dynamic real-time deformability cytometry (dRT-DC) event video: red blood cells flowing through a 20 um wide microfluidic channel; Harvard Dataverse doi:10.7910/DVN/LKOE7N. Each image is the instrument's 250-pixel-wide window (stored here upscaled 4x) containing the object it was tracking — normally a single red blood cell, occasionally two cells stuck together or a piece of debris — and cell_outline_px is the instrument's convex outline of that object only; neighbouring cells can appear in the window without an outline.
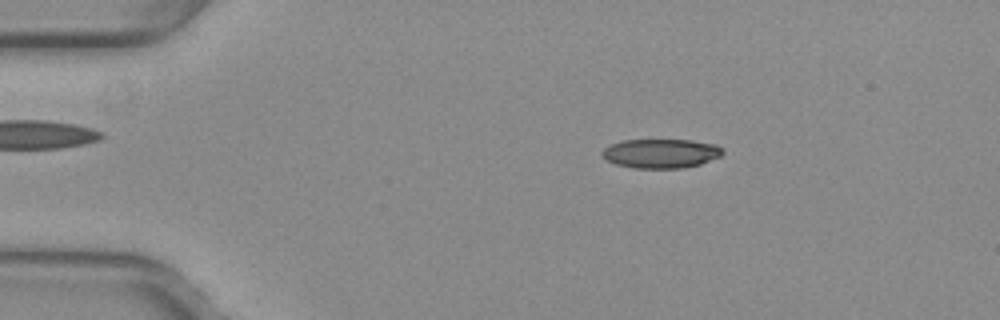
{"species": "common noctule bat (a hibernating species)", "species_latin": "Nyctalus noctula", "temperature_condition": "warm", "stored_images_in_passage": 52, "camera_frame_rate_fps": 3000, "um_per_image_px": 0.085, "animal": {"sex": "female", "body_mass_g": 29.2, "forearm_length_mm": 56.3}, "frame": {"image": 1, "passage_image": 9, "time_ms": 2.667, "image_size_px": [1000, 320], "cell_outline_px": [[724, 152], [720, 156], [700, 164], [684, 168], [632, 168], [616, 164], [608, 160], [600, 152], [604, 148], [612, 144], [624, 140], [692, 140], [716, 144]], "centroid_in_image_um": [56.18, 13.04], "position_along_channel_um": 28.8, "area_um2": 20.4}}
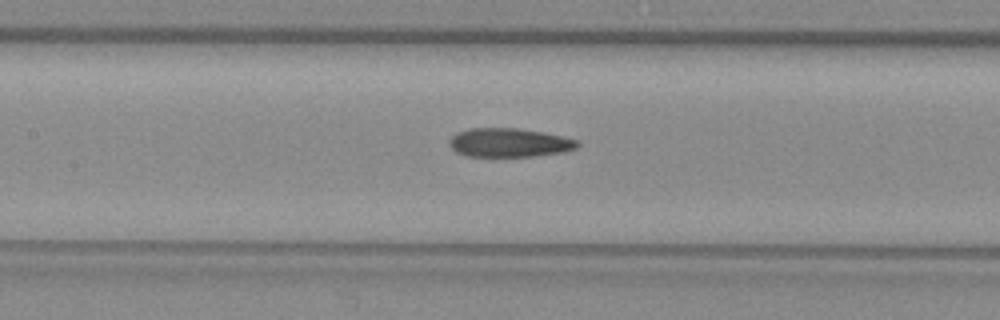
{"frame": {"image": 2, "passage_image": 24, "time_ms": 7.667, "image_size_px": [1000, 320], "cell_outline_px": [[580, 144], [576, 148], [564, 152], [536, 156], [468, 156], [456, 152], [452, 148], [448, 140], [456, 132], [468, 128], [516, 128], [544, 132], [576, 140]], "centroid_in_image_um": [43.26, 12.12], "position_along_channel_um": 164.1, "area_um2": 21.5}}
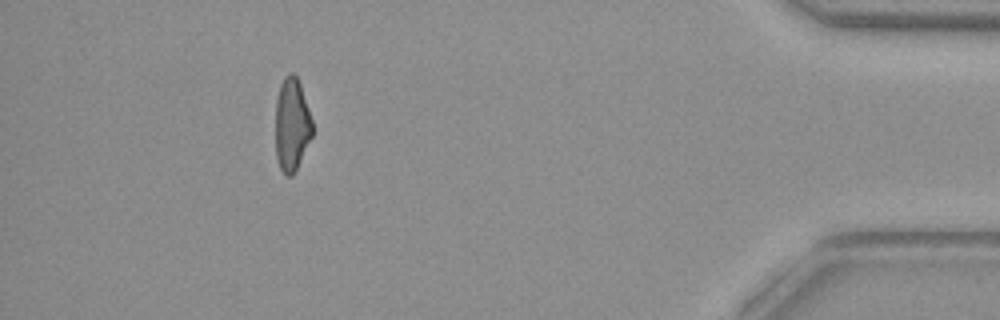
{"frame": {"image": 3, "passage_image": 47, "time_ms": 15.333, "image_size_px": [1000, 320], "cell_outline_px": [[312, 136], [292, 176], [284, 176], [280, 168], [276, 156], [276, 100], [280, 84], [284, 76], [288, 72], [292, 72], [296, 76], [300, 84], [312, 120]], "centroid_in_image_um": [24.79, 10.57], "position_along_channel_um": 410.4, "area_um2": 19.88}, "authors_computed_cell_mechanics": {"area_um2": 21.386, "velocity_mm_per_s": 3.9732, "shape_relaxation_time_tau1_ms": null, "shape_relaxation_time_tau2_ms": 3.7197, "deformation_change_tau1": null, "deformation_change_tau2": 0.1365}}